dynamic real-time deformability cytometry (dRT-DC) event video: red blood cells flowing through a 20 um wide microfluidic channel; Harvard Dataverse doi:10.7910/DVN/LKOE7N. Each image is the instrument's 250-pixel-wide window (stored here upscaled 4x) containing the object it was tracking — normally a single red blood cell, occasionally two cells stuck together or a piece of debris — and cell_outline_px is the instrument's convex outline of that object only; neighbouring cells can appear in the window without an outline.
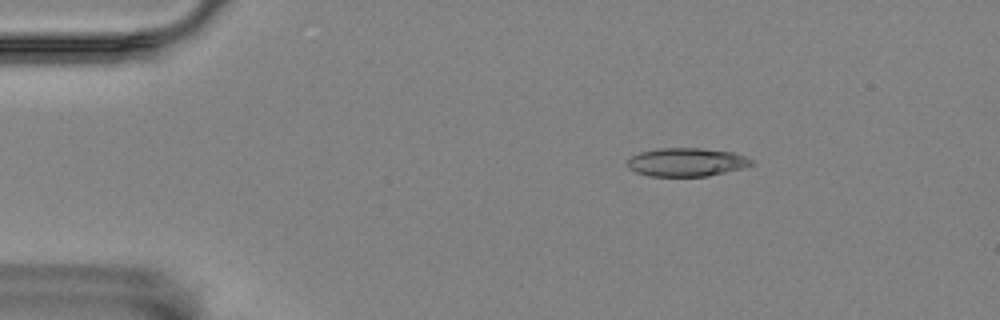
{"species": "Egyptian fruit bat (a non-hibernating species)", "species_latin": "Rousettus aegyptiacus", "temperature_condition": "room temperature", "stored_images_in_passage": 8, "camera_frame_rate_fps": 3000, "um_per_image_px": 0.085, "animal": {"sex": "female"}, "frame": {"image": 1, "passage_image": 4, "time_ms": 1.0, "image_size_px": [1000, 320], "cell_outline_px": [[756, 164], [708, 176], [648, 176], [636, 172], [628, 168], [628, 160], [632, 156], [640, 152], [656, 148], [700, 148], [732, 152], [744, 156], [752, 160]], "centroid_in_image_um": [58.33, 13.78], "position_along_channel_um": 26.7, "area_um2": 20.46}}